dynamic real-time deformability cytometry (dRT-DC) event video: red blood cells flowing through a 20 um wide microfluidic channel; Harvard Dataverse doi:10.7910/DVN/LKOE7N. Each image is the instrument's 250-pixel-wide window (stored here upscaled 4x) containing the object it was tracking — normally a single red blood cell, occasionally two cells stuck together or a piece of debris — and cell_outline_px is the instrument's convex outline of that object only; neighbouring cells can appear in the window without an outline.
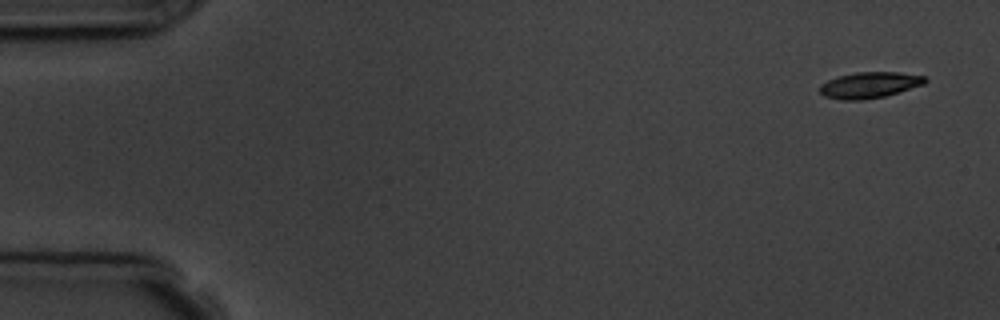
{"species": "common noctule bat (a hibernating species)", "species_latin": "Nyctalus noctula", "temperature_condition": "room temperature", "stored_images_in_passage": 5, "camera_frame_rate_fps": 3000, "um_per_image_px": 0.085, "animal": {"sex": "male", "body_mass_g": 19.5, "forearm_length_mm": 54.6}, "frame": {"image": 1, "passage_image": 1, "time_ms": 0.0, "image_size_px": [1000, 320], "cell_outline_px": [[928, 80], [924, 84], [884, 96], [864, 100], [840, 100], [824, 96], [820, 92], [820, 84], [828, 80], [840, 76], [856, 72], [896, 72], [924, 76]], "centroid_in_image_um": [73.88, 7.23], "position_along_channel_um": 11.1, "area_um2": 15.84}}
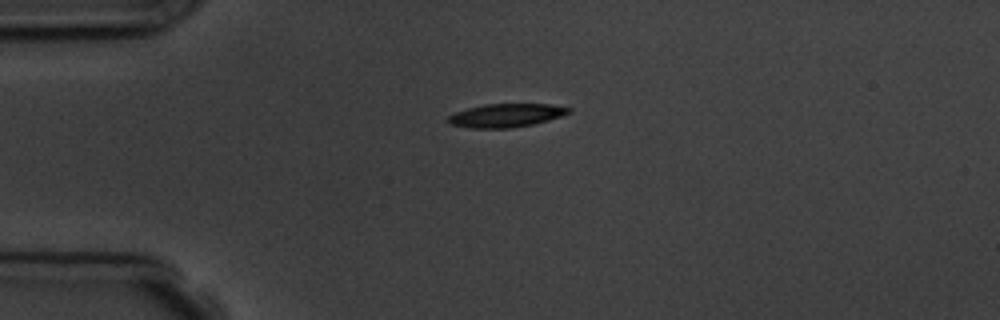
{"frame": {"image": 2, "passage_image": 4, "time_ms": 3.667, "image_size_px": [1000, 320], "cell_outline_px": [[572, 112], [548, 120], [532, 124], [508, 128], [472, 128], [448, 124], [448, 116], [456, 112], [468, 108], [484, 104], [552, 104], [572, 108]], "centroid_in_image_um": [43.02, 9.8], "position_along_channel_um": 42.0, "area_um2": 16.42}}